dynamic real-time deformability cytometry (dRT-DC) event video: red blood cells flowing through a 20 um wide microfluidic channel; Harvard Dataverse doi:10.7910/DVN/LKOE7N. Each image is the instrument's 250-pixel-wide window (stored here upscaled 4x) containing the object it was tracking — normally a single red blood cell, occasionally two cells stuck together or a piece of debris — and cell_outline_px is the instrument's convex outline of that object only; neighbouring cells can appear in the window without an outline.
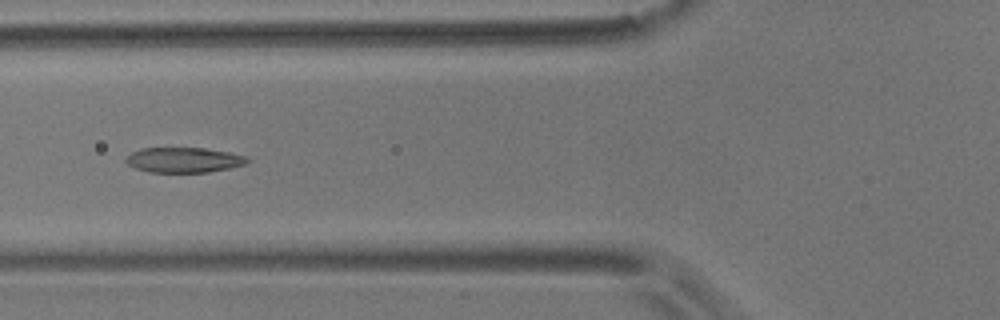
{"species": "common noctule bat (a hibernating species)", "species_latin": "Nyctalus noctula", "temperature_condition": "room temperature", "stored_images_in_passage": 6, "camera_frame_rate_fps": 3000, "um_per_image_px": 0.085, "animal": {"sex": "male", "body_mass_g": 17.9}, "frame": {"image": 1, "passage_image": 6, "time_ms": 1.667, "image_size_px": [1000, 320], "cell_outline_px": [[252, 160], [244, 164], [228, 168], [208, 172], [148, 172], [136, 168], [128, 164], [124, 160], [132, 152], [140, 148], [204, 148], [228, 152], [248, 156]], "centroid_in_image_um": [15.64, 13.59], "position_along_channel_um": 110.2, "area_um2": 17.74}}